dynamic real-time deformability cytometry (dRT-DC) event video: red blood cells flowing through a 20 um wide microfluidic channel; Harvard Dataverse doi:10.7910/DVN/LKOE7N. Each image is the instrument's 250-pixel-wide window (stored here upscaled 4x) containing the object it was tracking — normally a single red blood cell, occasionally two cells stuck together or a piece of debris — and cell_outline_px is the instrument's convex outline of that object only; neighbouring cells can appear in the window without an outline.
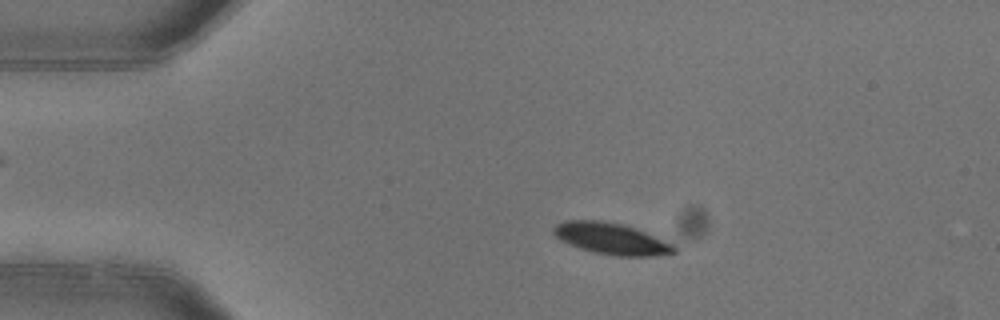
{"species": "common noctule bat (a hibernating species)", "species_latin": "Nyctalus noctula", "temperature_condition": "warm", "stored_images_in_passage": 4, "camera_frame_rate_fps": 3000, "um_per_image_px": 0.085, "animal": {"sex": "female"}, "frame": {"image": 1, "passage_image": 2, "time_ms": 0.333, "image_size_px": [1000, 320], "cell_outline_px": [[676, 252], [652, 256], [620, 256], [592, 252], [568, 244], [560, 240], [552, 232], [552, 228], [556, 224], [568, 220], [600, 220], [620, 224], [644, 232], [672, 244], [676, 248]], "centroid_in_image_um": [51.9, 20.29], "position_along_channel_um": 33.1, "area_um2": 21.73}}
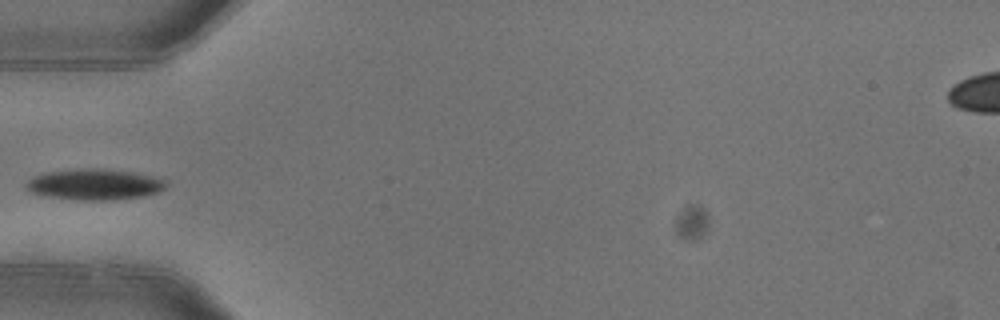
{"frame": {"image": 2, "passage_image": 4, "time_ms": 1.0, "image_size_px": [1000, 320], "cell_outline_px": [[168, 184], [164, 188], [156, 192], [140, 196], [112, 200], [76, 200], [48, 196], [32, 192], [24, 184], [28, 180], [36, 176], [48, 172], [80, 168], [104, 168], [132, 172], [168, 180]], "centroid_in_image_um": [8.05, 15.66], "position_along_channel_um": 76.9, "area_um2": 24.97}}